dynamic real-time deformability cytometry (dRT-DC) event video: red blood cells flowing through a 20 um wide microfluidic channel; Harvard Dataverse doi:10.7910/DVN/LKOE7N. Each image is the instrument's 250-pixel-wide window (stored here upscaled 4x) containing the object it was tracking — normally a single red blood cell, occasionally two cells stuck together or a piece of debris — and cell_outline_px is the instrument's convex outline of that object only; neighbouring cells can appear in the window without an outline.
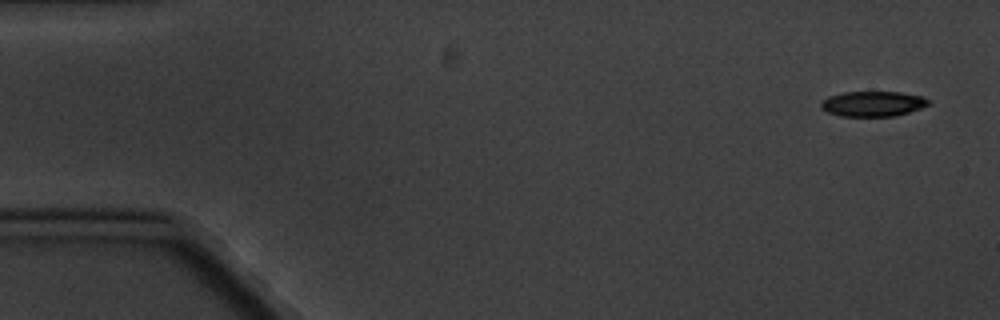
{"species": "common noctule bat (a hibernating species)", "species_latin": "Nyctalus noctula", "temperature_condition": "cold", "stored_images_in_passage": 5, "camera_frame_rate_fps": 3000, "um_per_image_px": 0.085, "animal": {"sex": "male", "body_mass_g": 20.1, "forearm_length_mm": 53.5}, "frame": {"image": 1, "passage_image": 1, "time_ms": 0.0, "image_size_px": [1000, 320], "cell_outline_px": [[928, 104], [920, 108], [908, 112], [892, 116], [840, 116], [828, 112], [820, 108], [820, 100], [828, 96], [844, 92], [900, 92], [924, 96], [928, 100]], "centroid_in_image_um": [74.13, 8.81], "position_along_channel_um": 10.9, "area_um2": 15.78}}
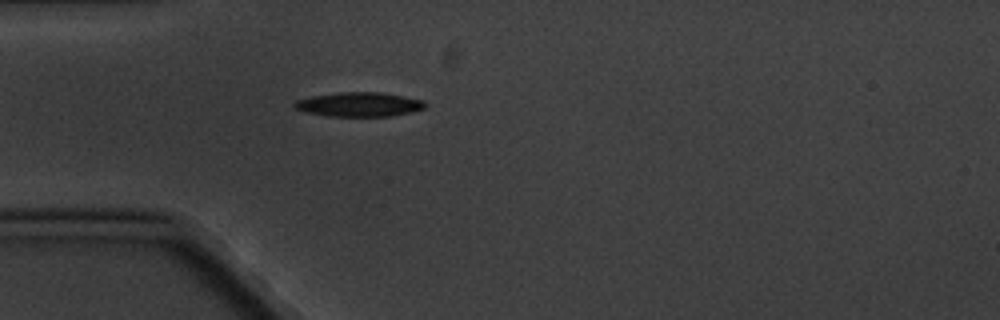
{"frame": {"image": 2, "passage_image": 5, "time_ms": 4.667, "image_size_px": [1000, 320], "cell_outline_px": [[428, 104], [424, 108], [412, 112], [392, 116], [328, 116], [304, 112], [296, 108], [292, 104], [296, 100], [312, 96], [340, 92], [380, 92], [404, 96], [424, 100]], "centroid_in_image_um": [30.55, 8.87], "position_along_channel_um": 54.5, "area_um2": 18.61}}